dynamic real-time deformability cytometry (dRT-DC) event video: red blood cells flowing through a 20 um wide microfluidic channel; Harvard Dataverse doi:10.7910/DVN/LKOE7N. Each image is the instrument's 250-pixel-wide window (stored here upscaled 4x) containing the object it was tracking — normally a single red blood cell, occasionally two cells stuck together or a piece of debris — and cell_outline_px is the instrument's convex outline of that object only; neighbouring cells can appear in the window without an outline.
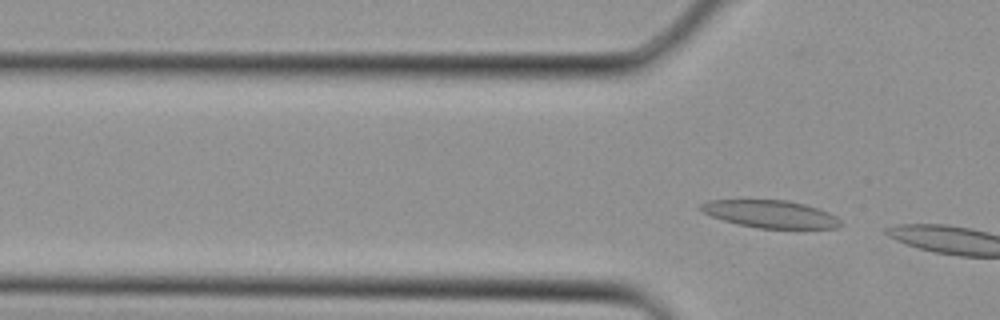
{"species": "Egyptian fruit bat (a non-hibernating species)", "species_latin": "Rousettus aegyptiacus", "temperature_condition": "cold", "stored_images_in_passage": 5, "segment_of_instrument_passage": [2, 2], "camera_frame_rate_fps": 3000, "um_per_image_px": 0.085, "animal": {"sex": "female"}, "frame": {"image": 1, "passage_image": 5, "time_ms": 1.333, "image_size_px": [1000, 320], "cell_outline_px": [[844, 224], [840, 228], [756, 228], [724, 220], [712, 216], [704, 212], [700, 208], [700, 204], [708, 200], [784, 200], [804, 204], [828, 212], [836, 216]], "centroid_in_image_um": [65.53, 18.2], "position_along_channel_um": 60.3, "area_um2": 22.2}}